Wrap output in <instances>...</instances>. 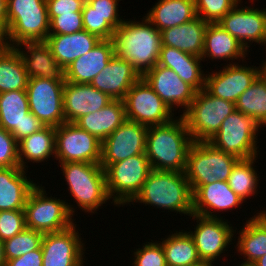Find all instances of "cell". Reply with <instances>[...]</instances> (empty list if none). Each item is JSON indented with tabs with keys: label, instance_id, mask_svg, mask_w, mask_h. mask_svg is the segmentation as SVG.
<instances>
[{
	"label": "cell",
	"instance_id": "32",
	"mask_svg": "<svg viewBox=\"0 0 266 266\" xmlns=\"http://www.w3.org/2000/svg\"><path fill=\"white\" fill-rule=\"evenodd\" d=\"M146 15L145 18L160 32L182 25L197 16L194 0H159Z\"/></svg>",
	"mask_w": 266,
	"mask_h": 266
},
{
	"label": "cell",
	"instance_id": "46",
	"mask_svg": "<svg viewBox=\"0 0 266 266\" xmlns=\"http://www.w3.org/2000/svg\"><path fill=\"white\" fill-rule=\"evenodd\" d=\"M84 30L82 12L62 14L50 21L49 34H73Z\"/></svg>",
	"mask_w": 266,
	"mask_h": 266
},
{
	"label": "cell",
	"instance_id": "28",
	"mask_svg": "<svg viewBox=\"0 0 266 266\" xmlns=\"http://www.w3.org/2000/svg\"><path fill=\"white\" fill-rule=\"evenodd\" d=\"M208 22L196 16L182 25L161 31L162 46H169L201 57Z\"/></svg>",
	"mask_w": 266,
	"mask_h": 266
},
{
	"label": "cell",
	"instance_id": "19",
	"mask_svg": "<svg viewBox=\"0 0 266 266\" xmlns=\"http://www.w3.org/2000/svg\"><path fill=\"white\" fill-rule=\"evenodd\" d=\"M142 78L162 99V101L174 111V105L185 108L183 114L195 99L197 91L168 67L156 64L152 69L142 75Z\"/></svg>",
	"mask_w": 266,
	"mask_h": 266
},
{
	"label": "cell",
	"instance_id": "6",
	"mask_svg": "<svg viewBox=\"0 0 266 266\" xmlns=\"http://www.w3.org/2000/svg\"><path fill=\"white\" fill-rule=\"evenodd\" d=\"M7 24L13 47L45 42L50 29L46 0H7Z\"/></svg>",
	"mask_w": 266,
	"mask_h": 266
},
{
	"label": "cell",
	"instance_id": "8",
	"mask_svg": "<svg viewBox=\"0 0 266 266\" xmlns=\"http://www.w3.org/2000/svg\"><path fill=\"white\" fill-rule=\"evenodd\" d=\"M235 110V103L214 97L203 89L196 93L182 116L193 142H201L209 141L220 130L223 120Z\"/></svg>",
	"mask_w": 266,
	"mask_h": 266
},
{
	"label": "cell",
	"instance_id": "20",
	"mask_svg": "<svg viewBox=\"0 0 266 266\" xmlns=\"http://www.w3.org/2000/svg\"><path fill=\"white\" fill-rule=\"evenodd\" d=\"M238 3L218 24L235 37L248 50L249 43L266 45V15L264 9L238 8ZM248 40V41H247Z\"/></svg>",
	"mask_w": 266,
	"mask_h": 266
},
{
	"label": "cell",
	"instance_id": "42",
	"mask_svg": "<svg viewBox=\"0 0 266 266\" xmlns=\"http://www.w3.org/2000/svg\"><path fill=\"white\" fill-rule=\"evenodd\" d=\"M134 266H167L163 247L160 243L148 242L134 252Z\"/></svg>",
	"mask_w": 266,
	"mask_h": 266
},
{
	"label": "cell",
	"instance_id": "7",
	"mask_svg": "<svg viewBox=\"0 0 266 266\" xmlns=\"http://www.w3.org/2000/svg\"><path fill=\"white\" fill-rule=\"evenodd\" d=\"M41 186L30 192L24 207L26 227L43 234L61 232L73 223L74 208L64 200L46 196Z\"/></svg>",
	"mask_w": 266,
	"mask_h": 266
},
{
	"label": "cell",
	"instance_id": "24",
	"mask_svg": "<svg viewBox=\"0 0 266 266\" xmlns=\"http://www.w3.org/2000/svg\"><path fill=\"white\" fill-rule=\"evenodd\" d=\"M243 202L239 196L233 192L227 181H215L211 184L201 185L193 193V214L217 218L212 210L223 211L241 205ZM211 210V211H210Z\"/></svg>",
	"mask_w": 266,
	"mask_h": 266
},
{
	"label": "cell",
	"instance_id": "35",
	"mask_svg": "<svg viewBox=\"0 0 266 266\" xmlns=\"http://www.w3.org/2000/svg\"><path fill=\"white\" fill-rule=\"evenodd\" d=\"M167 266H193L201 262L196 246L188 232L169 235L161 242Z\"/></svg>",
	"mask_w": 266,
	"mask_h": 266
},
{
	"label": "cell",
	"instance_id": "41",
	"mask_svg": "<svg viewBox=\"0 0 266 266\" xmlns=\"http://www.w3.org/2000/svg\"><path fill=\"white\" fill-rule=\"evenodd\" d=\"M26 228L24 210L0 211V240L12 238Z\"/></svg>",
	"mask_w": 266,
	"mask_h": 266
},
{
	"label": "cell",
	"instance_id": "22",
	"mask_svg": "<svg viewBox=\"0 0 266 266\" xmlns=\"http://www.w3.org/2000/svg\"><path fill=\"white\" fill-rule=\"evenodd\" d=\"M141 77L131 63L115 54L90 84L113 100H123L133 84Z\"/></svg>",
	"mask_w": 266,
	"mask_h": 266
},
{
	"label": "cell",
	"instance_id": "55",
	"mask_svg": "<svg viewBox=\"0 0 266 266\" xmlns=\"http://www.w3.org/2000/svg\"><path fill=\"white\" fill-rule=\"evenodd\" d=\"M240 266H253V265L252 264H243V263H241Z\"/></svg>",
	"mask_w": 266,
	"mask_h": 266
},
{
	"label": "cell",
	"instance_id": "5",
	"mask_svg": "<svg viewBox=\"0 0 266 266\" xmlns=\"http://www.w3.org/2000/svg\"><path fill=\"white\" fill-rule=\"evenodd\" d=\"M240 159L214 147L208 141L193 142L187 154L185 174L192 193L201 185L227 181Z\"/></svg>",
	"mask_w": 266,
	"mask_h": 266
},
{
	"label": "cell",
	"instance_id": "34",
	"mask_svg": "<svg viewBox=\"0 0 266 266\" xmlns=\"http://www.w3.org/2000/svg\"><path fill=\"white\" fill-rule=\"evenodd\" d=\"M56 127L45 126L41 130L34 132L30 136L18 141V160L20 168L26 171L24 162L40 163L46 161L51 155L55 156ZM24 157V158H23Z\"/></svg>",
	"mask_w": 266,
	"mask_h": 266
},
{
	"label": "cell",
	"instance_id": "54",
	"mask_svg": "<svg viewBox=\"0 0 266 266\" xmlns=\"http://www.w3.org/2000/svg\"><path fill=\"white\" fill-rule=\"evenodd\" d=\"M193 266H213L212 262H204L201 261L199 264L193 265Z\"/></svg>",
	"mask_w": 266,
	"mask_h": 266
},
{
	"label": "cell",
	"instance_id": "25",
	"mask_svg": "<svg viewBox=\"0 0 266 266\" xmlns=\"http://www.w3.org/2000/svg\"><path fill=\"white\" fill-rule=\"evenodd\" d=\"M101 39L86 30L73 34H49L45 40L57 63L66 69L75 59L87 54Z\"/></svg>",
	"mask_w": 266,
	"mask_h": 266
},
{
	"label": "cell",
	"instance_id": "10",
	"mask_svg": "<svg viewBox=\"0 0 266 266\" xmlns=\"http://www.w3.org/2000/svg\"><path fill=\"white\" fill-rule=\"evenodd\" d=\"M260 128L252 117L235 110L223 120L220 130L208 142L239 159H250L258 156L256 135Z\"/></svg>",
	"mask_w": 266,
	"mask_h": 266
},
{
	"label": "cell",
	"instance_id": "13",
	"mask_svg": "<svg viewBox=\"0 0 266 266\" xmlns=\"http://www.w3.org/2000/svg\"><path fill=\"white\" fill-rule=\"evenodd\" d=\"M102 142L74 123L56 127L55 158L59 163L86 162L100 164Z\"/></svg>",
	"mask_w": 266,
	"mask_h": 266
},
{
	"label": "cell",
	"instance_id": "37",
	"mask_svg": "<svg viewBox=\"0 0 266 266\" xmlns=\"http://www.w3.org/2000/svg\"><path fill=\"white\" fill-rule=\"evenodd\" d=\"M236 110L252 117L260 126L266 125V80L260 74L235 103Z\"/></svg>",
	"mask_w": 266,
	"mask_h": 266
},
{
	"label": "cell",
	"instance_id": "27",
	"mask_svg": "<svg viewBox=\"0 0 266 266\" xmlns=\"http://www.w3.org/2000/svg\"><path fill=\"white\" fill-rule=\"evenodd\" d=\"M20 167L0 168V211L24 210L27 198L37 185Z\"/></svg>",
	"mask_w": 266,
	"mask_h": 266
},
{
	"label": "cell",
	"instance_id": "4",
	"mask_svg": "<svg viewBox=\"0 0 266 266\" xmlns=\"http://www.w3.org/2000/svg\"><path fill=\"white\" fill-rule=\"evenodd\" d=\"M67 181L70 195L78 207L94 213L110 199L107 191L105 170L100 164L66 162L60 164Z\"/></svg>",
	"mask_w": 266,
	"mask_h": 266
},
{
	"label": "cell",
	"instance_id": "51",
	"mask_svg": "<svg viewBox=\"0 0 266 266\" xmlns=\"http://www.w3.org/2000/svg\"><path fill=\"white\" fill-rule=\"evenodd\" d=\"M0 266H6V258L4 255V243L0 240Z\"/></svg>",
	"mask_w": 266,
	"mask_h": 266
},
{
	"label": "cell",
	"instance_id": "12",
	"mask_svg": "<svg viewBox=\"0 0 266 266\" xmlns=\"http://www.w3.org/2000/svg\"><path fill=\"white\" fill-rule=\"evenodd\" d=\"M123 102L126 119L141 125H162L174 119L172 110L142 77L126 93Z\"/></svg>",
	"mask_w": 266,
	"mask_h": 266
},
{
	"label": "cell",
	"instance_id": "17",
	"mask_svg": "<svg viewBox=\"0 0 266 266\" xmlns=\"http://www.w3.org/2000/svg\"><path fill=\"white\" fill-rule=\"evenodd\" d=\"M259 75L258 67L230 63L219 72L206 74L204 89L214 97L236 103L239 96L251 86Z\"/></svg>",
	"mask_w": 266,
	"mask_h": 266
},
{
	"label": "cell",
	"instance_id": "36",
	"mask_svg": "<svg viewBox=\"0 0 266 266\" xmlns=\"http://www.w3.org/2000/svg\"><path fill=\"white\" fill-rule=\"evenodd\" d=\"M29 76L18 51L12 47L0 52V93L26 90Z\"/></svg>",
	"mask_w": 266,
	"mask_h": 266
},
{
	"label": "cell",
	"instance_id": "30",
	"mask_svg": "<svg viewBox=\"0 0 266 266\" xmlns=\"http://www.w3.org/2000/svg\"><path fill=\"white\" fill-rule=\"evenodd\" d=\"M125 120L123 100H113L102 109L82 116L74 124L103 142Z\"/></svg>",
	"mask_w": 266,
	"mask_h": 266
},
{
	"label": "cell",
	"instance_id": "43",
	"mask_svg": "<svg viewBox=\"0 0 266 266\" xmlns=\"http://www.w3.org/2000/svg\"><path fill=\"white\" fill-rule=\"evenodd\" d=\"M119 0H86L82 12H96L108 16V23L116 30L124 21L118 15Z\"/></svg>",
	"mask_w": 266,
	"mask_h": 266
},
{
	"label": "cell",
	"instance_id": "39",
	"mask_svg": "<svg viewBox=\"0 0 266 266\" xmlns=\"http://www.w3.org/2000/svg\"><path fill=\"white\" fill-rule=\"evenodd\" d=\"M43 235L41 232L26 228L14 237L4 240V255L6 260L18 258L30 251L39 249Z\"/></svg>",
	"mask_w": 266,
	"mask_h": 266
},
{
	"label": "cell",
	"instance_id": "40",
	"mask_svg": "<svg viewBox=\"0 0 266 266\" xmlns=\"http://www.w3.org/2000/svg\"><path fill=\"white\" fill-rule=\"evenodd\" d=\"M241 0H194L196 15L208 23H218Z\"/></svg>",
	"mask_w": 266,
	"mask_h": 266
},
{
	"label": "cell",
	"instance_id": "31",
	"mask_svg": "<svg viewBox=\"0 0 266 266\" xmlns=\"http://www.w3.org/2000/svg\"><path fill=\"white\" fill-rule=\"evenodd\" d=\"M247 51L242 44L218 23H208L204 36L202 59L235 60L245 58Z\"/></svg>",
	"mask_w": 266,
	"mask_h": 266
},
{
	"label": "cell",
	"instance_id": "29",
	"mask_svg": "<svg viewBox=\"0 0 266 266\" xmlns=\"http://www.w3.org/2000/svg\"><path fill=\"white\" fill-rule=\"evenodd\" d=\"M201 57L169 46H161L158 65L171 68L185 83L197 92L205 87V75L201 70Z\"/></svg>",
	"mask_w": 266,
	"mask_h": 266
},
{
	"label": "cell",
	"instance_id": "9",
	"mask_svg": "<svg viewBox=\"0 0 266 266\" xmlns=\"http://www.w3.org/2000/svg\"><path fill=\"white\" fill-rule=\"evenodd\" d=\"M151 170L145 153L111 163L105 169V175L107 191L114 205L121 206L132 202L142 190Z\"/></svg>",
	"mask_w": 266,
	"mask_h": 266
},
{
	"label": "cell",
	"instance_id": "18",
	"mask_svg": "<svg viewBox=\"0 0 266 266\" xmlns=\"http://www.w3.org/2000/svg\"><path fill=\"white\" fill-rule=\"evenodd\" d=\"M75 229L76 224L61 232L43 235L42 266H83L84 245Z\"/></svg>",
	"mask_w": 266,
	"mask_h": 266
},
{
	"label": "cell",
	"instance_id": "21",
	"mask_svg": "<svg viewBox=\"0 0 266 266\" xmlns=\"http://www.w3.org/2000/svg\"><path fill=\"white\" fill-rule=\"evenodd\" d=\"M113 99L91 84L65 81L63 110L65 122L75 123L79 118L107 106Z\"/></svg>",
	"mask_w": 266,
	"mask_h": 266
},
{
	"label": "cell",
	"instance_id": "50",
	"mask_svg": "<svg viewBox=\"0 0 266 266\" xmlns=\"http://www.w3.org/2000/svg\"><path fill=\"white\" fill-rule=\"evenodd\" d=\"M0 19L7 20V0H0Z\"/></svg>",
	"mask_w": 266,
	"mask_h": 266
},
{
	"label": "cell",
	"instance_id": "45",
	"mask_svg": "<svg viewBox=\"0 0 266 266\" xmlns=\"http://www.w3.org/2000/svg\"><path fill=\"white\" fill-rule=\"evenodd\" d=\"M20 167L18 160V142L15 137L0 127V168Z\"/></svg>",
	"mask_w": 266,
	"mask_h": 266
},
{
	"label": "cell",
	"instance_id": "44",
	"mask_svg": "<svg viewBox=\"0 0 266 266\" xmlns=\"http://www.w3.org/2000/svg\"><path fill=\"white\" fill-rule=\"evenodd\" d=\"M84 30L100 39H113L115 29L108 23V16L96 12H82Z\"/></svg>",
	"mask_w": 266,
	"mask_h": 266
},
{
	"label": "cell",
	"instance_id": "48",
	"mask_svg": "<svg viewBox=\"0 0 266 266\" xmlns=\"http://www.w3.org/2000/svg\"><path fill=\"white\" fill-rule=\"evenodd\" d=\"M42 249L30 251L18 258L6 260V266H42Z\"/></svg>",
	"mask_w": 266,
	"mask_h": 266
},
{
	"label": "cell",
	"instance_id": "15",
	"mask_svg": "<svg viewBox=\"0 0 266 266\" xmlns=\"http://www.w3.org/2000/svg\"><path fill=\"white\" fill-rule=\"evenodd\" d=\"M0 127L18 142L45 127L29 109L26 90L0 93Z\"/></svg>",
	"mask_w": 266,
	"mask_h": 266
},
{
	"label": "cell",
	"instance_id": "33",
	"mask_svg": "<svg viewBox=\"0 0 266 266\" xmlns=\"http://www.w3.org/2000/svg\"><path fill=\"white\" fill-rule=\"evenodd\" d=\"M246 221V225L239 231L237 248L245 262L253 264L266 254V211H262Z\"/></svg>",
	"mask_w": 266,
	"mask_h": 266
},
{
	"label": "cell",
	"instance_id": "49",
	"mask_svg": "<svg viewBox=\"0 0 266 266\" xmlns=\"http://www.w3.org/2000/svg\"><path fill=\"white\" fill-rule=\"evenodd\" d=\"M12 47L7 20L0 19V52L9 50Z\"/></svg>",
	"mask_w": 266,
	"mask_h": 266
},
{
	"label": "cell",
	"instance_id": "16",
	"mask_svg": "<svg viewBox=\"0 0 266 266\" xmlns=\"http://www.w3.org/2000/svg\"><path fill=\"white\" fill-rule=\"evenodd\" d=\"M197 224L194 232H188L192 237L201 261L213 262L225 251L234 235V229L222 217L207 218L192 214ZM233 232V233H232Z\"/></svg>",
	"mask_w": 266,
	"mask_h": 266
},
{
	"label": "cell",
	"instance_id": "52",
	"mask_svg": "<svg viewBox=\"0 0 266 266\" xmlns=\"http://www.w3.org/2000/svg\"><path fill=\"white\" fill-rule=\"evenodd\" d=\"M253 266H266V254L259 259H257L253 264Z\"/></svg>",
	"mask_w": 266,
	"mask_h": 266
},
{
	"label": "cell",
	"instance_id": "23",
	"mask_svg": "<svg viewBox=\"0 0 266 266\" xmlns=\"http://www.w3.org/2000/svg\"><path fill=\"white\" fill-rule=\"evenodd\" d=\"M115 55L113 39H101L87 54L75 59L65 70V81L90 84Z\"/></svg>",
	"mask_w": 266,
	"mask_h": 266
},
{
	"label": "cell",
	"instance_id": "38",
	"mask_svg": "<svg viewBox=\"0 0 266 266\" xmlns=\"http://www.w3.org/2000/svg\"><path fill=\"white\" fill-rule=\"evenodd\" d=\"M256 157L250 159H240L233 167L227 180L230 189L244 201L249 196H253L257 191L259 178L253 165Z\"/></svg>",
	"mask_w": 266,
	"mask_h": 266
},
{
	"label": "cell",
	"instance_id": "47",
	"mask_svg": "<svg viewBox=\"0 0 266 266\" xmlns=\"http://www.w3.org/2000/svg\"><path fill=\"white\" fill-rule=\"evenodd\" d=\"M85 2L86 0H46L49 20L62 14L82 12Z\"/></svg>",
	"mask_w": 266,
	"mask_h": 266
},
{
	"label": "cell",
	"instance_id": "53",
	"mask_svg": "<svg viewBox=\"0 0 266 266\" xmlns=\"http://www.w3.org/2000/svg\"><path fill=\"white\" fill-rule=\"evenodd\" d=\"M259 68H260V74L266 80V61L263 63L261 67L259 66Z\"/></svg>",
	"mask_w": 266,
	"mask_h": 266
},
{
	"label": "cell",
	"instance_id": "26",
	"mask_svg": "<svg viewBox=\"0 0 266 266\" xmlns=\"http://www.w3.org/2000/svg\"><path fill=\"white\" fill-rule=\"evenodd\" d=\"M23 45L25 50L28 49L27 53L21 49ZM14 48L18 51L29 78L65 80V70L57 63L45 42H24Z\"/></svg>",
	"mask_w": 266,
	"mask_h": 266
},
{
	"label": "cell",
	"instance_id": "1",
	"mask_svg": "<svg viewBox=\"0 0 266 266\" xmlns=\"http://www.w3.org/2000/svg\"><path fill=\"white\" fill-rule=\"evenodd\" d=\"M193 140L182 115L162 125L148 127L145 154L151 169L185 172Z\"/></svg>",
	"mask_w": 266,
	"mask_h": 266
},
{
	"label": "cell",
	"instance_id": "3",
	"mask_svg": "<svg viewBox=\"0 0 266 266\" xmlns=\"http://www.w3.org/2000/svg\"><path fill=\"white\" fill-rule=\"evenodd\" d=\"M133 202L193 214V193L185 172L151 170Z\"/></svg>",
	"mask_w": 266,
	"mask_h": 266
},
{
	"label": "cell",
	"instance_id": "11",
	"mask_svg": "<svg viewBox=\"0 0 266 266\" xmlns=\"http://www.w3.org/2000/svg\"><path fill=\"white\" fill-rule=\"evenodd\" d=\"M65 80L29 78L26 92L30 112L45 126L58 127L65 123L63 88Z\"/></svg>",
	"mask_w": 266,
	"mask_h": 266
},
{
	"label": "cell",
	"instance_id": "2",
	"mask_svg": "<svg viewBox=\"0 0 266 266\" xmlns=\"http://www.w3.org/2000/svg\"><path fill=\"white\" fill-rule=\"evenodd\" d=\"M115 54L132 64L142 76L158 64L162 46L161 32L147 19L123 21L115 30Z\"/></svg>",
	"mask_w": 266,
	"mask_h": 266
},
{
	"label": "cell",
	"instance_id": "14",
	"mask_svg": "<svg viewBox=\"0 0 266 266\" xmlns=\"http://www.w3.org/2000/svg\"><path fill=\"white\" fill-rule=\"evenodd\" d=\"M148 127L126 119L103 142L100 165L104 170L111 164L145 153Z\"/></svg>",
	"mask_w": 266,
	"mask_h": 266
}]
</instances>
